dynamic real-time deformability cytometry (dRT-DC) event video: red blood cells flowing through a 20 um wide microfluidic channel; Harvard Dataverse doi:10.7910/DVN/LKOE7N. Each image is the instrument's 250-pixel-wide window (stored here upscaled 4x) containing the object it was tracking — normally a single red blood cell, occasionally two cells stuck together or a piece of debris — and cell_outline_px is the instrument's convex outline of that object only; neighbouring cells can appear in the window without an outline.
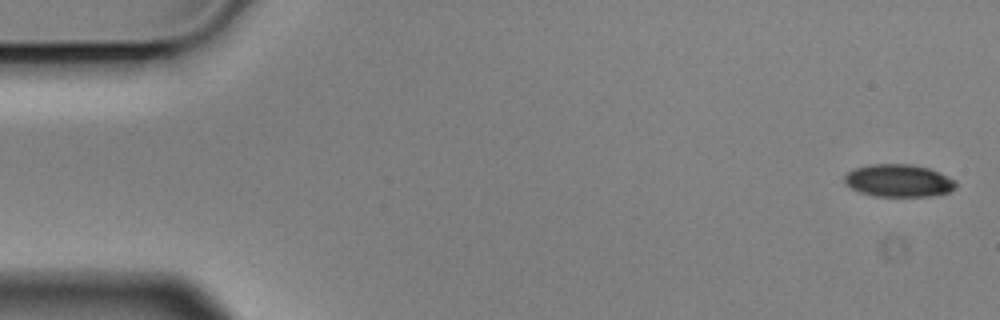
{"species": "Egyptian fruit bat (a non-hibernating species)", "species_latin": "Rousettus aegyptiacus", "temperature_condition": "cold", "stored_images_in_passage": 4, "camera_frame_rate_fps": 3000, "um_per_image_px": 0.085, "animal": {"sex": "male"}, "frame": {"image": 1, "passage_image": 1, "time_ms": 0.0, "image_size_px": [1000, 320], "cell_outline_px": [[956, 188], [948, 192], [932, 196], [876, 196], [860, 192], [844, 184], [844, 176], [848, 172], [856, 168], [868, 164], [912, 164], [928, 168], [940, 172], [956, 180]], "centroid_in_image_um": [76.4, 15.35], "position_along_channel_um": 8.6, "area_um2": 21.21}}